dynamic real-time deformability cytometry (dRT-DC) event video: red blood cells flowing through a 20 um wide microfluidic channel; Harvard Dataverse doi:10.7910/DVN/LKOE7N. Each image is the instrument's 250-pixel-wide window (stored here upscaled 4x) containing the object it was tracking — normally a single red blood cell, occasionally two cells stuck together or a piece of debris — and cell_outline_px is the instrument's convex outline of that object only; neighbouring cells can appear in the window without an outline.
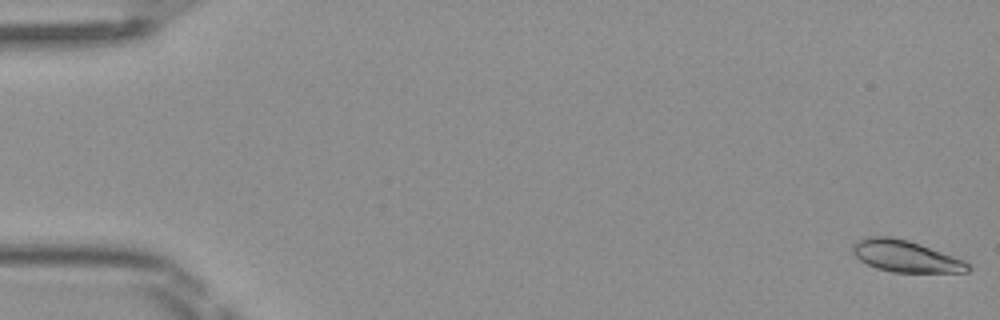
{"species": "Egyptian fruit bat (a non-hibernating species)", "species_latin": "Rousettus aegyptiacus", "temperature_condition": "room temperature", "stored_images_in_passage": 50, "camera_frame_rate_fps": 3000, "um_per_image_px": 0.085, "frame": {"image": 1, "passage_image": 1, "time_ms": 0.0, "image_size_px": [1000, 320], "cell_outline_px": [[972, 268], [968, 272], [892, 272], [876, 268], [860, 260], [852, 252], [852, 244], [856, 240], [864, 236], [892, 236], [908, 240], [920, 244], [964, 260]], "centroid_in_image_um": [76.93, 21.76], "position_along_channel_um": 8.1, "area_um2": 21.33}}
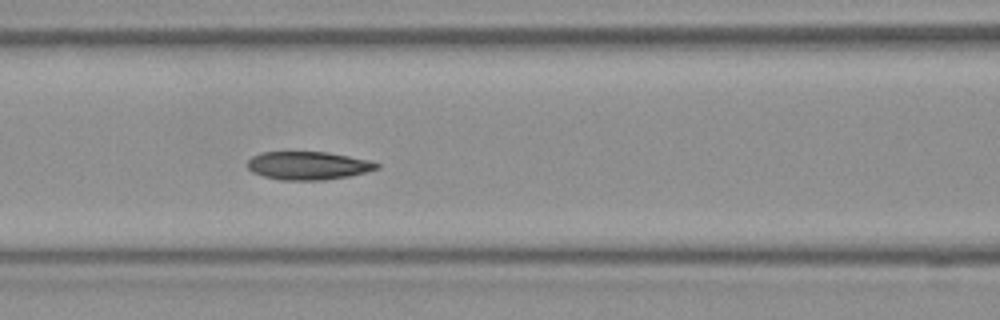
{"frame": {"image": 2, "passage_image": 22, "time_ms": 7.0, "image_size_px": [1000, 320], "cell_outline_px": [[380, 168], [348, 176], [324, 180], [280, 180], [264, 176], [252, 172], [248, 168], [248, 160], [252, 156], [260, 152], [328, 152], [368, 160], [380, 164]], "centroid_in_image_um": [26.17, 14.07], "position_along_channel_um": 140.4, "area_um2": 21.15}}
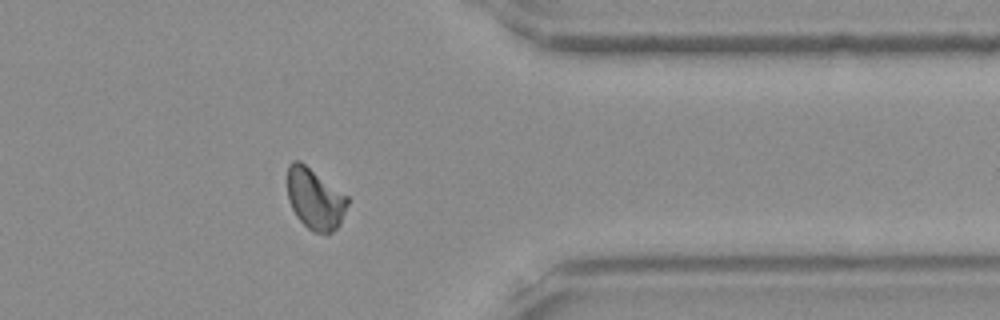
{"frame": {"image": 3, "passage_image": 41, "time_ms": 13.333, "image_size_px": [1000, 320], "cell_outline_px": [[348, 204], [340, 224], [332, 232], [312, 232], [296, 216], [288, 200], [288, 164], [292, 160], [300, 160], [348, 196]], "centroid_in_image_um": [26.77, 16.88], "position_along_channel_um": 384.6, "area_um2": 21.33}, "authors_computed_cell_mechanics": {"area_um2": 21.3282, "velocity_mm_per_s": 4.0515, "shape_relaxation_time_tau1_ms": null, "shape_relaxation_time_tau2_ms": 3.3127, "deformation_change_tau1": null, "deformation_change_tau2": 0.0722}}